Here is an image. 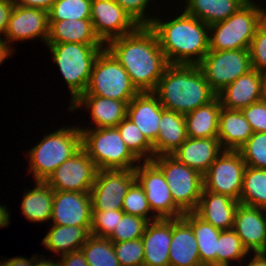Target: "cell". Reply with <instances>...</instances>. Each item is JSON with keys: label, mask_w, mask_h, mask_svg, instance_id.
Returning <instances> with one entry per match:
<instances>
[{"label": "cell", "mask_w": 266, "mask_h": 266, "mask_svg": "<svg viewBox=\"0 0 266 266\" xmlns=\"http://www.w3.org/2000/svg\"><path fill=\"white\" fill-rule=\"evenodd\" d=\"M198 66L216 94L239 76L252 70L249 49L209 50Z\"/></svg>", "instance_id": "obj_10"}, {"label": "cell", "mask_w": 266, "mask_h": 266, "mask_svg": "<svg viewBox=\"0 0 266 266\" xmlns=\"http://www.w3.org/2000/svg\"><path fill=\"white\" fill-rule=\"evenodd\" d=\"M221 109V102L216 97L207 105L198 107L192 112L185 114L187 136L189 138L217 137Z\"/></svg>", "instance_id": "obj_31"}, {"label": "cell", "mask_w": 266, "mask_h": 266, "mask_svg": "<svg viewBox=\"0 0 266 266\" xmlns=\"http://www.w3.org/2000/svg\"><path fill=\"white\" fill-rule=\"evenodd\" d=\"M187 138L184 115L163 107L159 121V134L153 144L154 157L172 155Z\"/></svg>", "instance_id": "obj_27"}, {"label": "cell", "mask_w": 266, "mask_h": 266, "mask_svg": "<svg viewBox=\"0 0 266 266\" xmlns=\"http://www.w3.org/2000/svg\"><path fill=\"white\" fill-rule=\"evenodd\" d=\"M56 0H13L17 6L42 9L47 12L51 9Z\"/></svg>", "instance_id": "obj_49"}, {"label": "cell", "mask_w": 266, "mask_h": 266, "mask_svg": "<svg viewBox=\"0 0 266 266\" xmlns=\"http://www.w3.org/2000/svg\"><path fill=\"white\" fill-rule=\"evenodd\" d=\"M163 106L154 92H139L128 104L129 118L153 145L159 134Z\"/></svg>", "instance_id": "obj_19"}, {"label": "cell", "mask_w": 266, "mask_h": 266, "mask_svg": "<svg viewBox=\"0 0 266 266\" xmlns=\"http://www.w3.org/2000/svg\"><path fill=\"white\" fill-rule=\"evenodd\" d=\"M184 12L208 26L224 21L249 0H185Z\"/></svg>", "instance_id": "obj_30"}, {"label": "cell", "mask_w": 266, "mask_h": 266, "mask_svg": "<svg viewBox=\"0 0 266 266\" xmlns=\"http://www.w3.org/2000/svg\"><path fill=\"white\" fill-rule=\"evenodd\" d=\"M222 151L223 149L217 137H188L172 156L180 163L204 175Z\"/></svg>", "instance_id": "obj_23"}, {"label": "cell", "mask_w": 266, "mask_h": 266, "mask_svg": "<svg viewBox=\"0 0 266 266\" xmlns=\"http://www.w3.org/2000/svg\"><path fill=\"white\" fill-rule=\"evenodd\" d=\"M116 128L127 147L140 161H151L153 159V145L145 138L134 122L126 117Z\"/></svg>", "instance_id": "obj_36"}, {"label": "cell", "mask_w": 266, "mask_h": 266, "mask_svg": "<svg viewBox=\"0 0 266 266\" xmlns=\"http://www.w3.org/2000/svg\"><path fill=\"white\" fill-rule=\"evenodd\" d=\"M245 168L238 151L223 150L203 175L204 189L239 201Z\"/></svg>", "instance_id": "obj_12"}, {"label": "cell", "mask_w": 266, "mask_h": 266, "mask_svg": "<svg viewBox=\"0 0 266 266\" xmlns=\"http://www.w3.org/2000/svg\"><path fill=\"white\" fill-rule=\"evenodd\" d=\"M148 223L147 219L124 213L108 239L112 242L140 239Z\"/></svg>", "instance_id": "obj_40"}, {"label": "cell", "mask_w": 266, "mask_h": 266, "mask_svg": "<svg viewBox=\"0 0 266 266\" xmlns=\"http://www.w3.org/2000/svg\"><path fill=\"white\" fill-rule=\"evenodd\" d=\"M92 0H56L48 12L49 20L90 19Z\"/></svg>", "instance_id": "obj_38"}, {"label": "cell", "mask_w": 266, "mask_h": 266, "mask_svg": "<svg viewBox=\"0 0 266 266\" xmlns=\"http://www.w3.org/2000/svg\"><path fill=\"white\" fill-rule=\"evenodd\" d=\"M139 26H149L153 17L146 16L145 11L152 0H115Z\"/></svg>", "instance_id": "obj_45"}, {"label": "cell", "mask_w": 266, "mask_h": 266, "mask_svg": "<svg viewBox=\"0 0 266 266\" xmlns=\"http://www.w3.org/2000/svg\"><path fill=\"white\" fill-rule=\"evenodd\" d=\"M82 148V134L79 127H63L46 134L41 141L30 148L29 172L35 181H46L55 169Z\"/></svg>", "instance_id": "obj_5"}, {"label": "cell", "mask_w": 266, "mask_h": 266, "mask_svg": "<svg viewBox=\"0 0 266 266\" xmlns=\"http://www.w3.org/2000/svg\"><path fill=\"white\" fill-rule=\"evenodd\" d=\"M60 266H89L81 250L60 256Z\"/></svg>", "instance_id": "obj_48"}, {"label": "cell", "mask_w": 266, "mask_h": 266, "mask_svg": "<svg viewBox=\"0 0 266 266\" xmlns=\"http://www.w3.org/2000/svg\"><path fill=\"white\" fill-rule=\"evenodd\" d=\"M69 87L71 104L86 91L94 63L105 45L46 43Z\"/></svg>", "instance_id": "obj_4"}, {"label": "cell", "mask_w": 266, "mask_h": 266, "mask_svg": "<svg viewBox=\"0 0 266 266\" xmlns=\"http://www.w3.org/2000/svg\"><path fill=\"white\" fill-rule=\"evenodd\" d=\"M93 160L81 148L45 181L54 191L91 192L97 174Z\"/></svg>", "instance_id": "obj_13"}, {"label": "cell", "mask_w": 266, "mask_h": 266, "mask_svg": "<svg viewBox=\"0 0 266 266\" xmlns=\"http://www.w3.org/2000/svg\"><path fill=\"white\" fill-rule=\"evenodd\" d=\"M14 6L13 0H0V35L3 34L4 37ZM0 39L3 38L0 36Z\"/></svg>", "instance_id": "obj_47"}, {"label": "cell", "mask_w": 266, "mask_h": 266, "mask_svg": "<svg viewBox=\"0 0 266 266\" xmlns=\"http://www.w3.org/2000/svg\"><path fill=\"white\" fill-rule=\"evenodd\" d=\"M90 20L96 35L105 45L139 27L115 0H92Z\"/></svg>", "instance_id": "obj_15"}, {"label": "cell", "mask_w": 266, "mask_h": 266, "mask_svg": "<svg viewBox=\"0 0 266 266\" xmlns=\"http://www.w3.org/2000/svg\"><path fill=\"white\" fill-rule=\"evenodd\" d=\"M239 202L266 209V169L246 166Z\"/></svg>", "instance_id": "obj_34"}, {"label": "cell", "mask_w": 266, "mask_h": 266, "mask_svg": "<svg viewBox=\"0 0 266 266\" xmlns=\"http://www.w3.org/2000/svg\"><path fill=\"white\" fill-rule=\"evenodd\" d=\"M252 69L257 71L266 68V31L259 26L249 46Z\"/></svg>", "instance_id": "obj_44"}, {"label": "cell", "mask_w": 266, "mask_h": 266, "mask_svg": "<svg viewBox=\"0 0 266 266\" xmlns=\"http://www.w3.org/2000/svg\"><path fill=\"white\" fill-rule=\"evenodd\" d=\"M122 210L126 214L147 219L149 222L158 219V218H151L149 216V213L152 211L150 209L148 200L146 198V194L137 181H135L129 187L127 194L123 199Z\"/></svg>", "instance_id": "obj_41"}, {"label": "cell", "mask_w": 266, "mask_h": 266, "mask_svg": "<svg viewBox=\"0 0 266 266\" xmlns=\"http://www.w3.org/2000/svg\"><path fill=\"white\" fill-rule=\"evenodd\" d=\"M49 36L48 12L42 9L14 6L8 21L5 40L11 44L15 41L40 38L47 43Z\"/></svg>", "instance_id": "obj_17"}, {"label": "cell", "mask_w": 266, "mask_h": 266, "mask_svg": "<svg viewBox=\"0 0 266 266\" xmlns=\"http://www.w3.org/2000/svg\"><path fill=\"white\" fill-rule=\"evenodd\" d=\"M90 192L54 191L51 220L54 225L91 227Z\"/></svg>", "instance_id": "obj_16"}, {"label": "cell", "mask_w": 266, "mask_h": 266, "mask_svg": "<svg viewBox=\"0 0 266 266\" xmlns=\"http://www.w3.org/2000/svg\"><path fill=\"white\" fill-rule=\"evenodd\" d=\"M248 250L243 246L240 237L233 229L222 230L218 239L217 265L229 266L231 261L243 262L248 255Z\"/></svg>", "instance_id": "obj_37"}, {"label": "cell", "mask_w": 266, "mask_h": 266, "mask_svg": "<svg viewBox=\"0 0 266 266\" xmlns=\"http://www.w3.org/2000/svg\"><path fill=\"white\" fill-rule=\"evenodd\" d=\"M252 135V128L241 110L222 107L217 138L223 150L238 151Z\"/></svg>", "instance_id": "obj_28"}, {"label": "cell", "mask_w": 266, "mask_h": 266, "mask_svg": "<svg viewBox=\"0 0 266 266\" xmlns=\"http://www.w3.org/2000/svg\"><path fill=\"white\" fill-rule=\"evenodd\" d=\"M260 26L266 31V8H263L260 17Z\"/></svg>", "instance_id": "obj_56"}, {"label": "cell", "mask_w": 266, "mask_h": 266, "mask_svg": "<svg viewBox=\"0 0 266 266\" xmlns=\"http://www.w3.org/2000/svg\"><path fill=\"white\" fill-rule=\"evenodd\" d=\"M47 43L105 45L96 35L90 19L49 20Z\"/></svg>", "instance_id": "obj_26"}, {"label": "cell", "mask_w": 266, "mask_h": 266, "mask_svg": "<svg viewBox=\"0 0 266 266\" xmlns=\"http://www.w3.org/2000/svg\"><path fill=\"white\" fill-rule=\"evenodd\" d=\"M169 266H199L198 245L192 226L183 218L172 219Z\"/></svg>", "instance_id": "obj_25"}, {"label": "cell", "mask_w": 266, "mask_h": 266, "mask_svg": "<svg viewBox=\"0 0 266 266\" xmlns=\"http://www.w3.org/2000/svg\"><path fill=\"white\" fill-rule=\"evenodd\" d=\"M246 166L266 169V133L253 132V135L238 150Z\"/></svg>", "instance_id": "obj_39"}, {"label": "cell", "mask_w": 266, "mask_h": 266, "mask_svg": "<svg viewBox=\"0 0 266 266\" xmlns=\"http://www.w3.org/2000/svg\"><path fill=\"white\" fill-rule=\"evenodd\" d=\"M135 179L146 194L150 209L153 212L150 215L152 218L175 219L184 215L174 204L171 190L162 171L152 161L137 164Z\"/></svg>", "instance_id": "obj_11"}, {"label": "cell", "mask_w": 266, "mask_h": 266, "mask_svg": "<svg viewBox=\"0 0 266 266\" xmlns=\"http://www.w3.org/2000/svg\"><path fill=\"white\" fill-rule=\"evenodd\" d=\"M125 212L123 210L92 211L90 233L108 238Z\"/></svg>", "instance_id": "obj_43"}, {"label": "cell", "mask_w": 266, "mask_h": 266, "mask_svg": "<svg viewBox=\"0 0 266 266\" xmlns=\"http://www.w3.org/2000/svg\"><path fill=\"white\" fill-rule=\"evenodd\" d=\"M247 266H266V252L254 253V257Z\"/></svg>", "instance_id": "obj_53"}, {"label": "cell", "mask_w": 266, "mask_h": 266, "mask_svg": "<svg viewBox=\"0 0 266 266\" xmlns=\"http://www.w3.org/2000/svg\"><path fill=\"white\" fill-rule=\"evenodd\" d=\"M113 249L120 266H143L144 245L141 238L113 242Z\"/></svg>", "instance_id": "obj_42"}, {"label": "cell", "mask_w": 266, "mask_h": 266, "mask_svg": "<svg viewBox=\"0 0 266 266\" xmlns=\"http://www.w3.org/2000/svg\"><path fill=\"white\" fill-rule=\"evenodd\" d=\"M242 113L249 122L253 132L266 133V100L262 99L256 103L243 108Z\"/></svg>", "instance_id": "obj_46"}, {"label": "cell", "mask_w": 266, "mask_h": 266, "mask_svg": "<svg viewBox=\"0 0 266 266\" xmlns=\"http://www.w3.org/2000/svg\"><path fill=\"white\" fill-rule=\"evenodd\" d=\"M56 262L54 260H47L45 257H42L40 259V256L38 257V254L33 256V264L32 266H60L59 259L55 255ZM58 260V261H57Z\"/></svg>", "instance_id": "obj_52"}, {"label": "cell", "mask_w": 266, "mask_h": 266, "mask_svg": "<svg viewBox=\"0 0 266 266\" xmlns=\"http://www.w3.org/2000/svg\"><path fill=\"white\" fill-rule=\"evenodd\" d=\"M149 27L169 64L198 65L209 51V26L184 11L166 22L153 18Z\"/></svg>", "instance_id": "obj_2"}, {"label": "cell", "mask_w": 266, "mask_h": 266, "mask_svg": "<svg viewBox=\"0 0 266 266\" xmlns=\"http://www.w3.org/2000/svg\"><path fill=\"white\" fill-rule=\"evenodd\" d=\"M128 104L129 102L96 95H81L68 108L70 111H76L80 106L85 107L91 111L94 128H110L116 127L127 117Z\"/></svg>", "instance_id": "obj_24"}, {"label": "cell", "mask_w": 266, "mask_h": 266, "mask_svg": "<svg viewBox=\"0 0 266 266\" xmlns=\"http://www.w3.org/2000/svg\"><path fill=\"white\" fill-rule=\"evenodd\" d=\"M243 246L252 253L266 252V219L264 209L239 203L232 228Z\"/></svg>", "instance_id": "obj_18"}, {"label": "cell", "mask_w": 266, "mask_h": 266, "mask_svg": "<svg viewBox=\"0 0 266 266\" xmlns=\"http://www.w3.org/2000/svg\"><path fill=\"white\" fill-rule=\"evenodd\" d=\"M9 46L10 44L5 39H0V65L10 56V54L12 55L13 51H15L11 48L12 46Z\"/></svg>", "instance_id": "obj_51"}, {"label": "cell", "mask_w": 266, "mask_h": 266, "mask_svg": "<svg viewBox=\"0 0 266 266\" xmlns=\"http://www.w3.org/2000/svg\"><path fill=\"white\" fill-rule=\"evenodd\" d=\"M261 77L263 99L266 100V68L259 71Z\"/></svg>", "instance_id": "obj_55"}, {"label": "cell", "mask_w": 266, "mask_h": 266, "mask_svg": "<svg viewBox=\"0 0 266 266\" xmlns=\"http://www.w3.org/2000/svg\"><path fill=\"white\" fill-rule=\"evenodd\" d=\"M54 190L44 181H36V186L24 193L21 210L25 218L32 222L49 221L52 216Z\"/></svg>", "instance_id": "obj_32"}, {"label": "cell", "mask_w": 266, "mask_h": 266, "mask_svg": "<svg viewBox=\"0 0 266 266\" xmlns=\"http://www.w3.org/2000/svg\"><path fill=\"white\" fill-rule=\"evenodd\" d=\"M221 106L227 109L242 110L263 99L259 71L252 69L239 76L217 94Z\"/></svg>", "instance_id": "obj_20"}, {"label": "cell", "mask_w": 266, "mask_h": 266, "mask_svg": "<svg viewBox=\"0 0 266 266\" xmlns=\"http://www.w3.org/2000/svg\"><path fill=\"white\" fill-rule=\"evenodd\" d=\"M239 203L227 195L210 192L203 188L194 213L213 227L228 230L233 228Z\"/></svg>", "instance_id": "obj_21"}, {"label": "cell", "mask_w": 266, "mask_h": 266, "mask_svg": "<svg viewBox=\"0 0 266 266\" xmlns=\"http://www.w3.org/2000/svg\"><path fill=\"white\" fill-rule=\"evenodd\" d=\"M154 93L166 110L183 115L207 105L217 97L200 67L184 64H169Z\"/></svg>", "instance_id": "obj_3"}, {"label": "cell", "mask_w": 266, "mask_h": 266, "mask_svg": "<svg viewBox=\"0 0 266 266\" xmlns=\"http://www.w3.org/2000/svg\"><path fill=\"white\" fill-rule=\"evenodd\" d=\"M199 266H220V265H217V264H200Z\"/></svg>", "instance_id": "obj_57"}, {"label": "cell", "mask_w": 266, "mask_h": 266, "mask_svg": "<svg viewBox=\"0 0 266 266\" xmlns=\"http://www.w3.org/2000/svg\"><path fill=\"white\" fill-rule=\"evenodd\" d=\"M80 250L89 266H120L113 242L108 238L91 234Z\"/></svg>", "instance_id": "obj_35"}, {"label": "cell", "mask_w": 266, "mask_h": 266, "mask_svg": "<svg viewBox=\"0 0 266 266\" xmlns=\"http://www.w3.org/2000/svg\"><path fill=\"white\" fill-rule=\"evenodd\" d=\"M135 181V169L98 170L90 192L92 211L122 210L123 199Z\"/></svg>", "instance_id": "obj_14"}, {"label": "cell", "mask_w": 266, "mask_h": 266, "mask_svg": "<svg viewBox=\"0 0 266 266\" xmlns=\"http://www.w3.org/2000/svg\"><path fill=\"white\" fill-rule=\"evenodd\" d=\"M143 266H169L172 219H157L147 224L142 236Z\"/></svg>", "instance_id": "obj_22"}, {"label": "cell", "mask_w": 266, "mask_h": 266, "mask_svg": "<svg viewBox=\"0 0 266 266\" xmlns=\"http://www.w3.org/2000/svg\"><path fill=\"white\" fill-rule=\"evenodd\" d=\"M105 47L126 70L139 92L155 91L169 63L149 26H139L130 34L110 40Z\"/></svg>", "instance_id": "obj_1"}, {"label": "cell", "mask_w": 266, "mask_h": 266, "mask_svg": "<svg viewBox=\"0 0 266 266\" xmlns=\"http://www.w3.org/2000/svg\"><path fill=\"white\" fill-rule=\"evenodd\" d=\"M33 264V256L32 258L27 259L25 257H13L10 259H6L4 262L0 261V266H32Z\"/></svg>", "instance_id": "obj_50"}, {"label": "cell", "mask_w": 266, "mask_h": 266, "mask_svg": "<svg viewBox=\"0 0 266 266\" xmlns=\"http://www.w3.org/2000/svg\"><path fill=\"white\" fill-rule=\"evenodd\" d=\"M52 228L42 239V244L56 255L78 251L91 235V227L51 225Z\"/></svg>", "instance_id": "obj_29"}, {"label": "cell", "mask_w": 266, "mask_h": 266, "mask_svg": "<svg viewBox=\"0 0 266 266\" xmlns=\"http://www.w3.org/2000/svg\"><path fill=\"white\" fill-rule=\"evenodd\" d=\"M79 129L82 148L98 170L135 169L141 162L127 147L116 127L86 129L79 126Z\"/></svg>", "instance_id": "obj_6"}, {"label": "cell", "mask_w": 266, "mask_h": 266, "mask_svg": "<svg viewBox=\"0 0 266 266\" xmlns=\"http://www.w3.org/2000/svg\"><path fill=\"white\" fill-rule=\"evenodd\" d=\"M10 224V213L6 206L0 205V228L7 227Z\"/></svg>", "instance_id": "obj_54"}, {"label": "cell", "mask_w": 266, "mask_h": 266, "mask_svg": "<svg viewBox=\"0 0 266 266\" xmlns=\"http://www.w3.org/2000/svg\"><path fill=\"white\" fill-rule=\"evenodd\" d=\"M151 161L162 171L174 204L183 213L194 212L204 188L203 175L172 155H158Z\"/></svg>", "instance_id": "obj_9"}, {"label": "cell", "mask_w": 266, "mask_h": 266, "mask_svg": "<svg viewBox=\"0 0 266 266\" xmlns=\"http://www.w3.org/2000/svg\"><path fill=\"white\" fill-rule=\"evenodd\" d=\"M138 93L126 70L105 47L94 63L83 95H96L130 102Z\"/></svg>", "instance_id": "obj_8"}, {"label": "cell", "mask_w": 266, "mask_h": 266, "mask_svg": "<svg viewBox=\"0 0 266 266\" xmlns=\"http://www.w3.org/2000/svg\"><path fill=\"white\" fill-rule=\"evenodd\" d=\"M262 8L249 0L228 19L209 26V50L249 49L260 26Z\"/></svg>", "instance_id": "obj_7"}, {"label": "cell", "mask_w": 266, "mask_h": 266, "mask_svg": "<svg viewBox=\"0 0 266 266\" xmlns=\"http://www.w3.org/2000/svg\"><path fill=\"white\" fill-rule=\"evenodd\" d=\"M194 231L201 264H217L218 239L222 230L205 222L194 212L182 216Z\"/></svg>", "instance_id": "obj_33"}]
</instances>
